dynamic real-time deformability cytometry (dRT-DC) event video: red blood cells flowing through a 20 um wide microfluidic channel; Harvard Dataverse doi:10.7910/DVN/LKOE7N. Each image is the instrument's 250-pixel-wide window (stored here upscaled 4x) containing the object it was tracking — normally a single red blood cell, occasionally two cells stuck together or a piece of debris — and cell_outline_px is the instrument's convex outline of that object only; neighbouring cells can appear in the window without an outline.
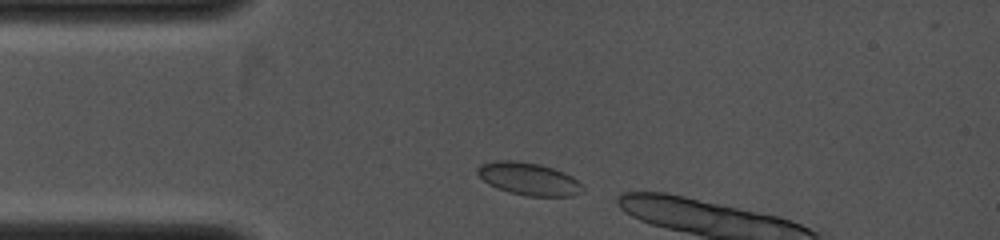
{"species": "common noctule bat (a hibernating species)", "species_latin": "Nyctalus noctula", "temperature_condition": "cold", "stored_images_in_passage": 7, "camera_frame_rate_fps": 4000, "um_per_image_px": 0.085, "animal": {"sex": "female", "body_mass_g": 19.0, "forearm_length_mm": 53.3}, "frame": {"image": 1, "passage_image": 2, "time_ms": 0.25, "image_size_px": [1000, 240], "cell_outline_px": [[584, 192], [572, 196], [528, 196], [508, 192], [496, 188], [488, 184], [476, 172], [476, 168], [480, 164], [496, 160], [512, 160], [540, 164], [564, 172], [572, 176], [584, 188]], "centroid_in_image_um": [44.93, 15.2], "position_along_channel_um": 40.1, "area_um2": 20.06}}
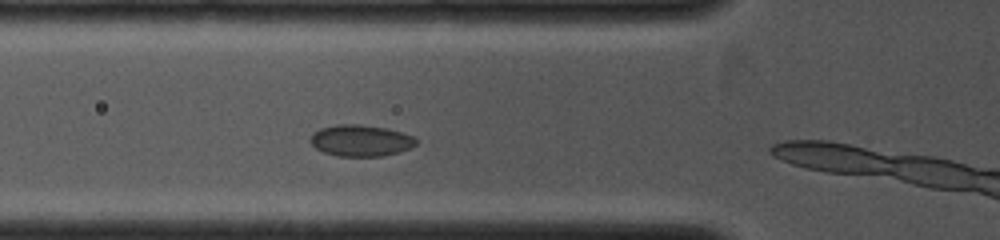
{"frame": {"image": 2, "passage_image": 6, "time_ms": 1.75, "image_size_px": [1000, 240], "cell_outline_px": [[416, 144], [400, 152], [380, 156], [336, 156], [324, 152], [316, 148], [308, 140], [312, 132], [320, 128], [336, 124], [360, 124], [388, 128], [416, 136]], "centroid_in_image_um": [30.64, 11.93], "position_along_channel_um": 95.2, "area_um2": 19.59}}